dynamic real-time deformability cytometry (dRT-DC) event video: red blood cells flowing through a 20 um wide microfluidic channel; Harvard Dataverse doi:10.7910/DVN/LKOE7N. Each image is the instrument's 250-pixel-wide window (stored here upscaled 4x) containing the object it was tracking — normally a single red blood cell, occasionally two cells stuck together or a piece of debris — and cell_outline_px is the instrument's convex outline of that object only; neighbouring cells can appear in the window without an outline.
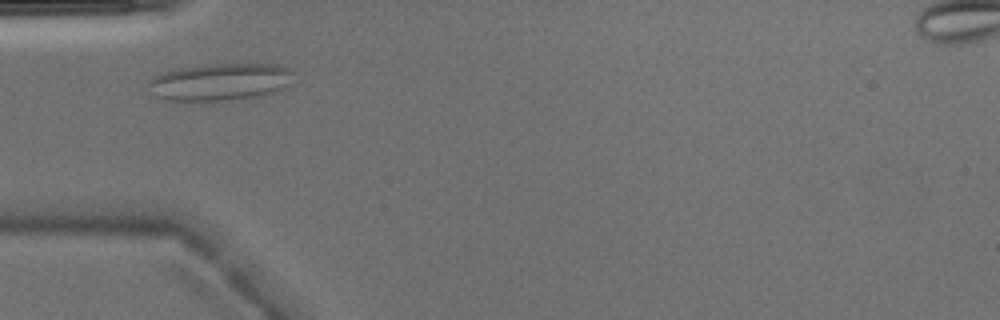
{"species": "Egyptian fruit bat (a non-hibernating species)", "species_latin": "Rousettus aegyptiacus", "temperature_condition": "warm", "stored_images_in_passage": 3, "camera_frame_rate_fps": 3000, "um_per_image_px": 0.085, "animal": {"sex": "male"}, "frame": {"image": 1, "passage_image": 2, "time_ms": 0.333, "image_size_px": [1000, 320], "cell_outline_px": [[292, 72], [288, 84], [272, 92], [256, 96], [220, 100], [164, 100], [156, 96], [148, 84], [148, 80], [152, 76], [176, 68], [208, 64], [280, 64], [288, 68]], "centroid_in_image_um": [18.64, 6.93], "position_along_channel_um": 66.4, "area_um2": 30.98}}